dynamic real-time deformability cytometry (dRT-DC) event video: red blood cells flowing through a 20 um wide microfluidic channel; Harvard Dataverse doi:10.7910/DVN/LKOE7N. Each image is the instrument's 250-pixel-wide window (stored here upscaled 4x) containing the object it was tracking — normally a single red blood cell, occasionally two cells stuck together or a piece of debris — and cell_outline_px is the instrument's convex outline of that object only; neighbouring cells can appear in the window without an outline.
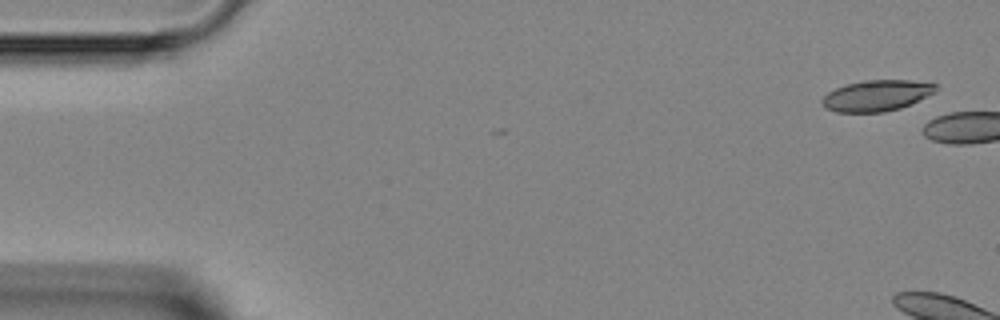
{"species": "Egyptian fruit bat (a non-hibernating species)", "species_latin": "Rousettus aegyptiacus", "temperature_condition": "room temperature", "stored_images_in_passage": 2, "camera_frame_rate_fps": 3000, "um_per_image_px": 0.085, "animal": {"sex": "female"}, "frame": {"image": 1, "passage_image": 1, "time_ms": 0.0, "image_size_px": [1000, 320], "cell_outline_px": [[936, 92], [900, 108], [884, 112], [836, 112], [828, 108], [820, 100], [828, 92], [836, 88], [848, 84], [864, 80], [912, 80], [936, 84]], "centroid_in_image_um": [74.52, 8.12], "position_along_channel_um": 10.5, "area_um2": 20.29}}